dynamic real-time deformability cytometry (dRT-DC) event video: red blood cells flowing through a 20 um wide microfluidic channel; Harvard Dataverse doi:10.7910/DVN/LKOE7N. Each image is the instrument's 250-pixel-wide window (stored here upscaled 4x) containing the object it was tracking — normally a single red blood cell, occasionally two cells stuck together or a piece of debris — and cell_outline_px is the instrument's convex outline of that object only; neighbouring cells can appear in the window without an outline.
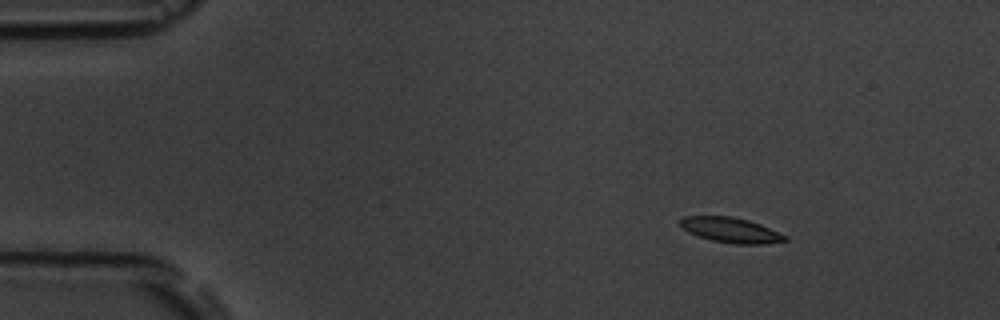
{"species": "common noctule bat (a hibernating species)", "species_latin": "Nyctalus noctula", "temperature_condition": "room temperature", "stored_images_in_passage": 48, "camera_frame_rate_fps": 3000, "um_per_image_px": 0.085, "animal": {"sex": "male", "body_mass_g": 19.5, "forearm_length_mm": 54.6}, "frame": {"image": 1, "passage_image": 1, "time_ms": 0.0, "image_size_px": [1000, 320], "cell_outline_px": [[788, 240], [764, 244], [736, 244], [712, 240], [688, 232], [680, 224], [680, 220], [684, 216], [732, 216], [748, 220], [760, 224], [788, 236]], "centroid_in_image_um": [62.15, 19.55], "position_along_channel_um": 22.9, "area_um2": 15.2}}
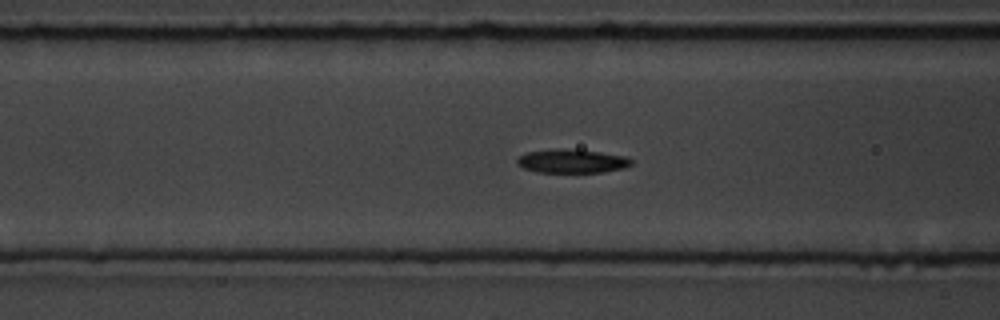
{"frame": {"image": 2, "passage_image": 15, "time_ms": 4.667, "image_size_px": [1000, 320], "cell_outline_px": [[632, 164], [624, 168], [604, 172], [536, 172], [524, 168], [516, 164], [516, 160], [520, 156], [528, 152], [556, 148], [560, 148], [600, 152], [624, 156], [632, 160]], "centroid_in_image_um": [48.6, 13.7], "position_along_channel_um": 118.0, "area_um2": 15.72}}
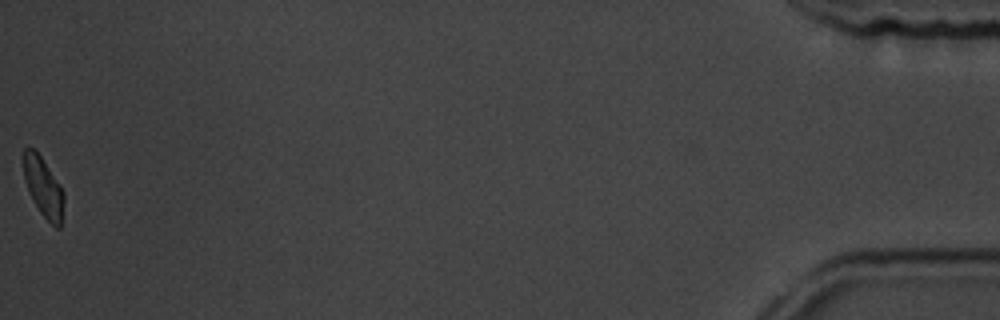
{"frame": {"image": 3, "passage_image": 48, "time_ms": 15.667, "image_size_px": [1000, 320], "cell_outline_px": [[64, 200], [60, 228], [56, 228], [40, 212], [28, 192], [24, 180], [24, 148], [28, 144], [36, 148], [60, 184], [64, 192]], "centroid_in_image_um": [3.67, 15.84], "position_along_channel_um": 431.5, "area_um2": 14.22}, "authors_computed_cell_mechanics": {"area_um2": 15.5771, "velocity_mm_per_s": 3.7705, "shape_relaxation_time_tau1_ms": 1.9211, "shape_relaxation_time_tau2_ms": null, "deformation_change_tau1": 0.1087, "deformation_change_tau2": null}}